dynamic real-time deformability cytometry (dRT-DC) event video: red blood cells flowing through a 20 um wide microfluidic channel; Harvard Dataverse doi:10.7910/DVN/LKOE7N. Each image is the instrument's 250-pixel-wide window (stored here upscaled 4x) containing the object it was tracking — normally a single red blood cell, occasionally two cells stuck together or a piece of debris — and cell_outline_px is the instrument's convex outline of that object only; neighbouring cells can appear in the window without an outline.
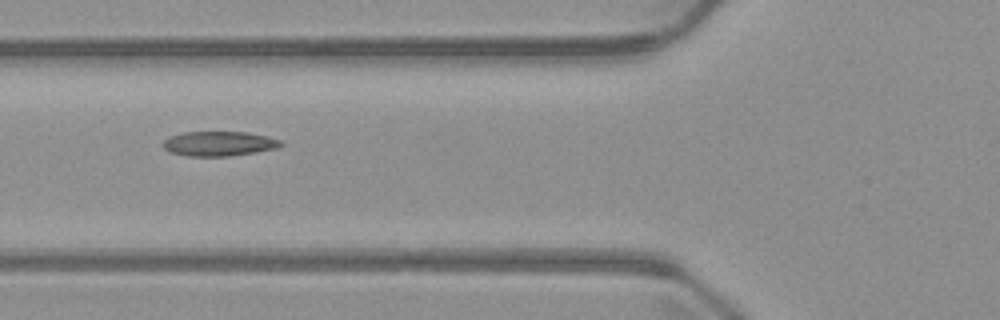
{"species": "common noctule bat (a hibernating species)", "species_latin": "Nyctalus noctula", "temperature_condition": "warm", "stored_images_in_passage": 2, "camera_frame_rate_fps": 3000, "um_per_image_px": 0.085, "animal": {"sex": "male", "body_mass_g": 23.1, "forearm_length_mm": 52.7}, "frame": {"image": 1, "passage_image": 2, "time_ms": 1.0, "image_size_px": [1000, 320], "cell_outline_px": [[284, 144], [276, 148], [256, 152], [228, 156], [188, 156], [168, 152], [160, 144], [168, 136], [184, 132], [248, 132], [268, 136], [280, 140]], "centroid_in_image_um": [18.57, 12.21], "position_along_channel_um": 107.2, "area_um2": 17.11}}